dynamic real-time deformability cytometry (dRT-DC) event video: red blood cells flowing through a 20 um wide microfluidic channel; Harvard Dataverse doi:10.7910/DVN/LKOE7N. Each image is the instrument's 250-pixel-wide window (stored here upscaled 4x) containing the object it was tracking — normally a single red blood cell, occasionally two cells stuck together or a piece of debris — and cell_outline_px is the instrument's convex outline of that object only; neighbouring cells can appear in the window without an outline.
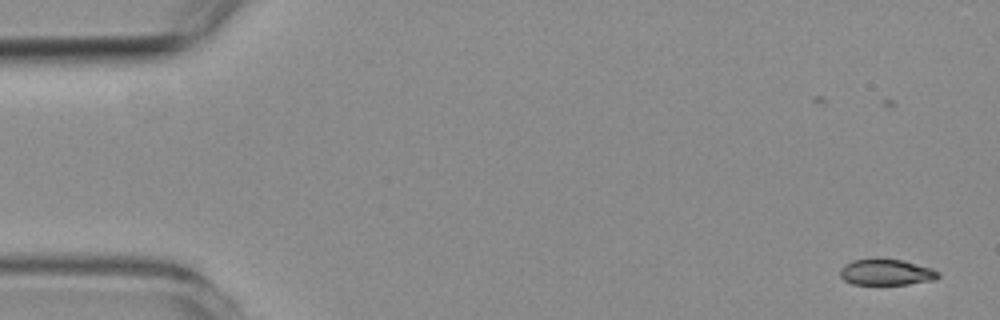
{"species": "common noctule bat (a hibernating species)", "species_latin": "Nyctalus noctula", "temperature_condition": "room temperature", "stored_images_in_passage": 5, "camera_frame_rate_fps": 3000, "um_per_image_px": 0.085, "animal": {"sex": "female", "body_mass_g": 19.3, "forearm_length_mm": 54.1}, "frame": {"image": 1, "passage_image": 2, "time_ms": 1.0, "image_size_px": [1000, 320], "cell_outline_px": [[940, 276], [936, 280], [908, 284], [852, 284], [844, 280], [840, 276], [840, 268], [844, 264], [852, 260], [876, 256], [904, 260], [932, 268], [940, 272]], "centroid_in_image_um": [75.33, 23.1], "position_along_channel_um": 9.7, "area_um2": 15.55}}
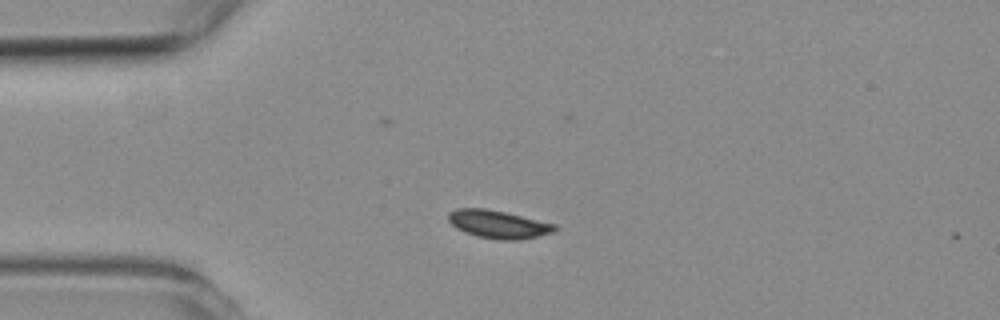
{"frame": {"image": 2, "passage_image": 5, "time_ms": 4.667, "image_size_px": [1000, 320], "cell_outline_px": [[556, 232], [520, 240], [500, 240], [476, 236], [464, 232], [456, 228], [448, 220], [448, 212], [456, 208], [484, 208], [504, 212], [556, 224]], "centroid_in_image_um": [42.34, 19.07], "position_along_channel_um": 42.7, "area_um2": 17.4}}